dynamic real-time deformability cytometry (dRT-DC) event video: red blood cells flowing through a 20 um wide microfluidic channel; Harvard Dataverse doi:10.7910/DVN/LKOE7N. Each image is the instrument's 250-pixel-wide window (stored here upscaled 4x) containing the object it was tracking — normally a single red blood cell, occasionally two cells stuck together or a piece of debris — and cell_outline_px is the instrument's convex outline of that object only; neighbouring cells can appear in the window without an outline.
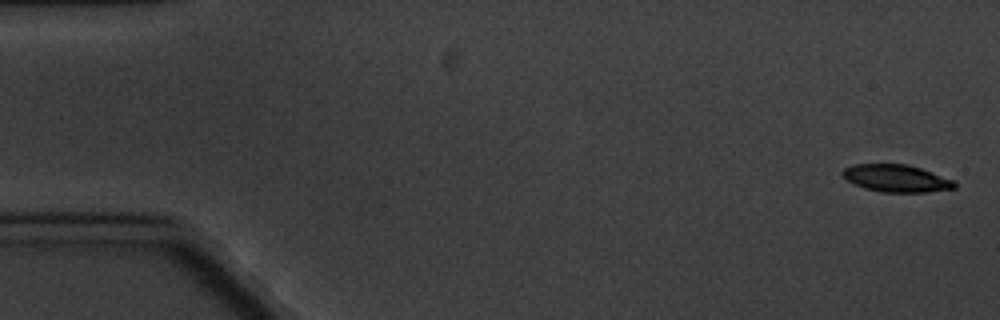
{"species": "common noctule bat (a hibernating species)", "species_latin": "Nyctalus noctula", "temperature_condition": "cold", "stored_images_in_passage": 6, "camera_frame_rate_fps": 3000, "um_per_image_px": 0.085, "animal": {"sex": "male", "body_mass_g": 20.1, "forearm_length_mm": 53.5}, "frame": {"image": 1, "passage_image": 1, "time_ms": 0.0, "image_size_px": [1000, 320], "cell_outline_px": [[956, 188], [924, 192], [880, 192], [864, 188], [840, 176], [840, 172], [844, 168], [852, 164], [908, 164], [932, 172], [952, 180], [956, 184]], "centroid_in_image_um": [76.13, 15.15], "position_along_channel_um": 8.9, "area_um2": 17.8}}
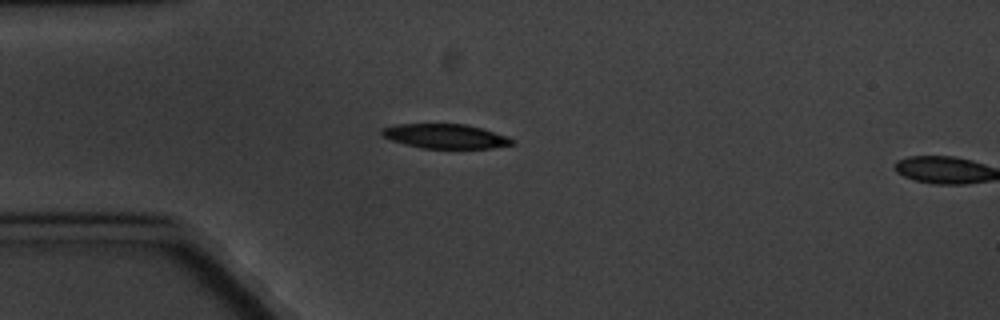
{"frame": {"image": 2, "passage_image": 5, "time_ms": 4.667, "image_size_px": [1000, 320], "cell_outline_px": [[516, 144], [492, 148], [420, 148], [404, 144], [392, 140], [384, 136], [380, 132], [380, 128], [396, 124], [464, 124], [484, 128], [508, 136], [516, 140]], "centroid_in_image_um": [37.9, 11.58], "position_along_channel_um": 47.1, "area_um2": 18.79}}